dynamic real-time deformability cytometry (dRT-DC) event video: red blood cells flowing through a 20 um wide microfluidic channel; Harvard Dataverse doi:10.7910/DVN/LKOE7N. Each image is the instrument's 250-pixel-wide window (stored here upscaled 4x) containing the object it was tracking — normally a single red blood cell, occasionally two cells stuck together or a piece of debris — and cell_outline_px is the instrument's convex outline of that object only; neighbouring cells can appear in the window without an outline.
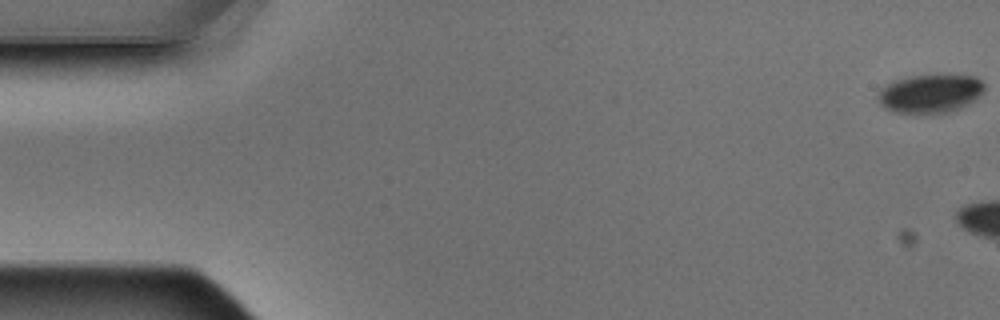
{"species": "Egyptian fruit bat (a non-hibernating species)", "species_latin": "Rousettus aegyptiacus", "temperature_condition": "warm", "stored_images_in_passage": 6, "camera_frame_rate_fps": 3000, "um_per_image_px": 0.085, "animal": {"sex": "male"}, "frame": {"image": 1, "passage_image": 1, "time_ms": 0.0, "image_size_px": [1000, 320], "cell_outline_px": [[984, 92], [972, 100], [948, 112], [892, 112], [884, 108], [880, 104], [876, 96], [880, 88], [896, 80], [912, 76], [976, 76], [984, 84]], "centroid_in_image_um": [79.01, 7.95], "position_along_channel_um": 6.0, "area_um2": 23.18}}